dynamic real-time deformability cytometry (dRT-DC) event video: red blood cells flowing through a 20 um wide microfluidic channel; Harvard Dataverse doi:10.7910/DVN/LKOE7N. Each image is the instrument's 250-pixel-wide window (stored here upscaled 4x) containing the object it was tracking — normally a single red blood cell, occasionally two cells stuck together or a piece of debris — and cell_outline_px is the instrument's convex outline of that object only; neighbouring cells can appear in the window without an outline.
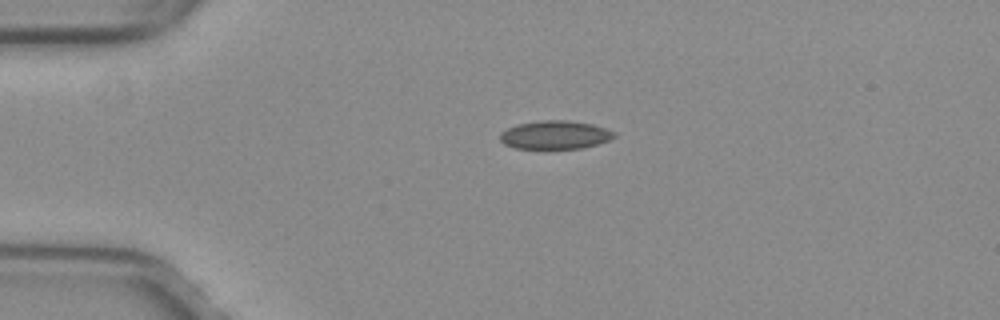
{"species": "common noctule bat (a hibernating species)", "species_latin": "Nyctalus noctula", "temperature_condition": "warm", "stored_images_in_passage": 41, "camera_frame_rate_fps": 3000, "um_per_image_px": 0.085, "animal": {"sex": "female", "body_mass_g": 29.2, "forearm_length_mm": 56.3}, "frame": {"image": 1, "passage_image": 1, "time_ms": 0.0, "image_size_px": [1000, 320], "cell_outline_px": [[616, 136], [608, 140], [596, 144], [580, 148], [548, 152], [516, 148], [504, 144], [500, 140], [500, 132], [516, 124], [540, 120], [568, 120], [592, 124], [616, 132]], "centroid_in_image_um": [47.13, 11.51], "position_along_channel_um": 37.9, "area_um2": 19.71}}
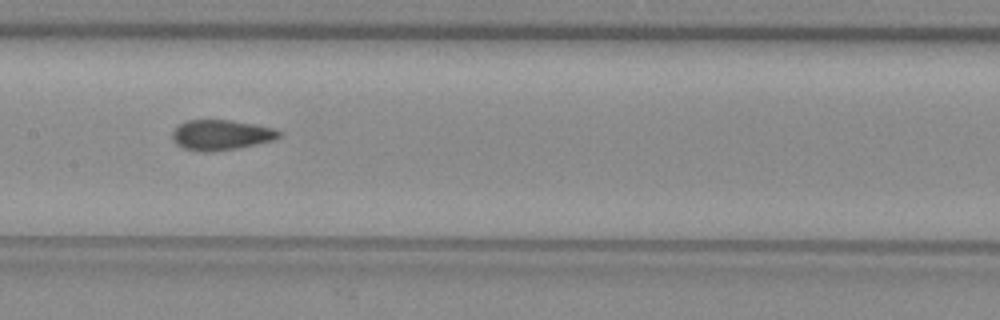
{"frame": {"image": 2, "passage_image": 15, "time_ms": 4.667, "image_size_px": [1000, 320], "cell_outline_px": [[280, 136], [272, 140], [256, 144], [236, 148], [212, 152], [204, 152], [184, 148], [176, 144], [172, 140], [172, 132], [180, 124], [188, 120], [228, 120], [252, 124], [272, 128], [280, 132]], "centroid_in_image_um": [18.74, 11.48], "position_along_channel_um": 188.7, "area_um2": 18.5}}
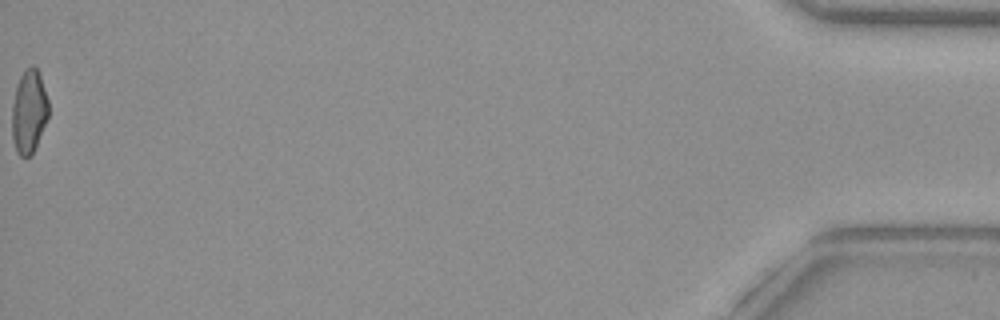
{"frame": {"image": 3, "passage_image": 41, "time_ms": 13.333, "image_size_px": [1000, 320], "cell_outline_px": [[48, 116], [36, 144], [32, 152], [28, 156], [20, 156], [16, 152], [12, 140], [12, 104], [16, 88], [20, 76], [32, 64], [36, 68], [40, 76], [48, 100]], "centroid_in_image_um": [2.44, 9.49], "position_along_channel_um": 432.8, "area_um2": 17.4}, "authors_computed_cell_mechanics": {"area_um2": 18.7272, "velocity_mm_per_s": 4.0297, "shape_relaxation_time_tau1_ms": null, "shape_relaxation_time_tau2_ms": 1.4315, "deformation_change_tau1": null, "deformation_change_tau2": 0.0688}}